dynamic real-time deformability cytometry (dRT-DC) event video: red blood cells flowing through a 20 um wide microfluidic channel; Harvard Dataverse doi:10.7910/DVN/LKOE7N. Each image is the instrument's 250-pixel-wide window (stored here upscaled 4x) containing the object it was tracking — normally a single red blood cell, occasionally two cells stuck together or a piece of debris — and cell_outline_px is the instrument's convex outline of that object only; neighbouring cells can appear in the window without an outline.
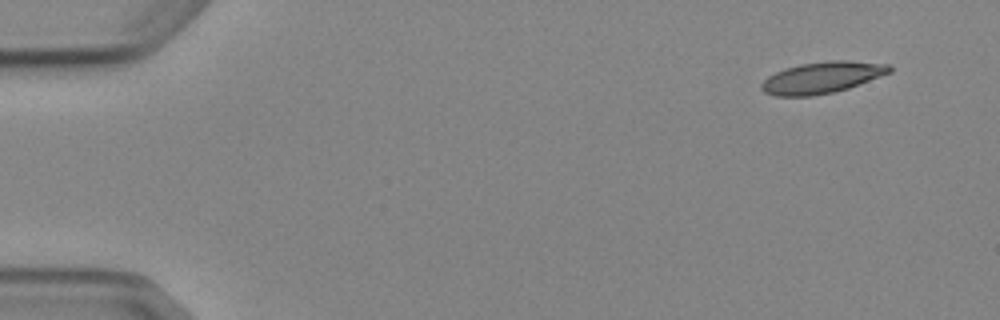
{"species": "Egyptian fruit bat (a non-hibernating species)", "species_latin": "Rousettus aegyptiacus", "temperature_condition": "cold", "stored_images_in_passage": 5, "camera_frame_rate_fps": 3000, "um_per_image_px": 0.085, "animal": {"sex": "female"}, "frame": {"image": 1, "passage_image": 1, "time_ms": 0.0, "image_size_px": [1000, 320], "cell_outline_px": [[892, 72], [848, 88], [836, 92], [812, 96], [776, 96], [764, 92], [760, 88], [760, 84], [768, 76], [784, 68], [800, 64], [828, 60], [848, 60], [888, 64], [892, 68]], "centroid_in_image_um": [69.86, 6.59], "position_along_channel_um": 15.1, "area_um2": 23.64}}
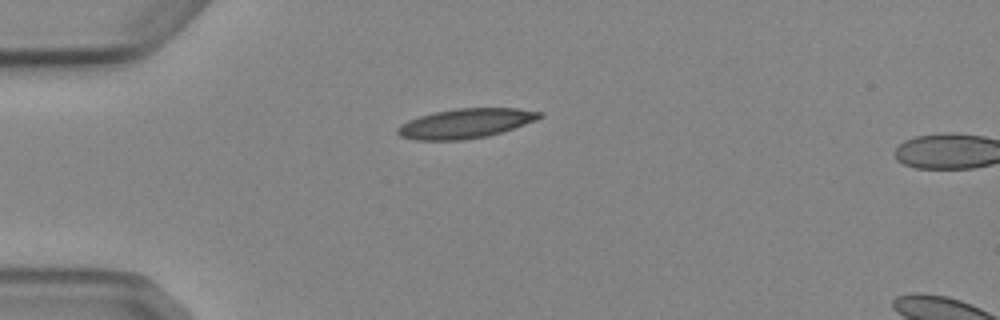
{"frame": {"image": 2, "passage_image": 4, "time_ms": 3.333, "image_size_px": [1000, 320], "cell_outline_px": [[544, 116], [536, 120], [488, 136], [464, 140], [416, 140], [400, 136], [396, 132], [396, 128], [400, 124], [408, 120], [420, 116], [436, 112], [456, 108], [520, 108], [544, 112]], "centroid_in_image_um": [39.58, 10.48], "position_along_channel_um": 45.4, "area_um2": 24.51}}